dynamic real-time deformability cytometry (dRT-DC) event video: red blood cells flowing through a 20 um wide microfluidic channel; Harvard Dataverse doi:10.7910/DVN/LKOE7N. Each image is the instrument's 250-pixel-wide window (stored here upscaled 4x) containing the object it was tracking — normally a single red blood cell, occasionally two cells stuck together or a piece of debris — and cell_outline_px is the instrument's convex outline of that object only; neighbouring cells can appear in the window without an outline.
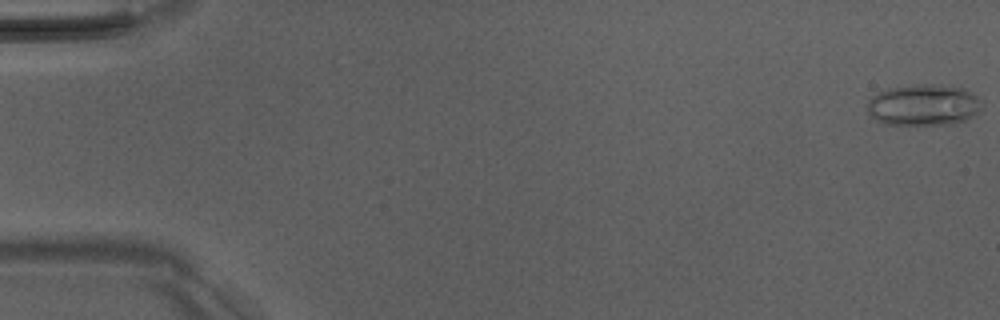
{"species": "Egyptian fruit bat (a non-hibernating species)", "species_latin": "Rousettus aegyptiacus", "temperature_condition": "room temperature", "stored_images_in_passage": 7, "camera_frame_rate_fps": 3000, "um_per_image_px": 0.085, "animal": {"sex": "male"}, "frame": {"image": 1, "passage_image": 1, "time_ms": 0.0, "image_size_px": [1000, 320], "cell_outline_px": [[980, 108], [972, 116], [964, 120], [948, 124], [884, 124], [876, 120], [868, 112], [868, 100], [872, 96], [888, 88], [920, 84], [928, 84], [964, 88], [976, 96]], "centroid_in_image_um": [78.45, 8.92], "position_along_channel_um": 6.6, "area_um2": 26.99}}